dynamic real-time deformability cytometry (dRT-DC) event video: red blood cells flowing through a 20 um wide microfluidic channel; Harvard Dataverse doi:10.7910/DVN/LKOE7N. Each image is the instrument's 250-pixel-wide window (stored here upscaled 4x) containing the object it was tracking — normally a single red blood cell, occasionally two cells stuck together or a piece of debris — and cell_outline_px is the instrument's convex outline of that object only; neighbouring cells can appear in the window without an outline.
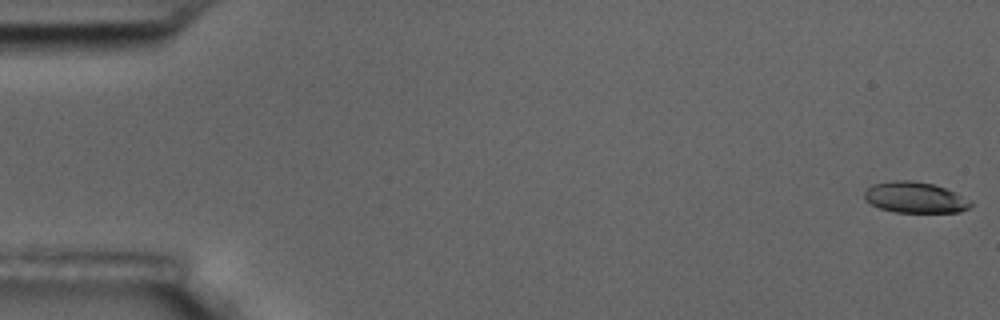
{"species": "common noctule bat (a hibernating species)", "species_latin": "Nyctalus noctula", "temperature_condition": "room temperature", "stored_images_in_passage": 8, "camera_frame_rate_fps": 3000, "um_per_image_px": 0.085, "animal": {"sex": "male", "body_mass_g": 17.5, "forearm_length_mm": 52.3}, "frame": {"image": 1, "passage_image": 1, "time_ms": 0.0, "image_size_px": [1000, 320], "cell_outline_px": [[972, 204], [968, 208], [960, 212], [896, 212], [880, 208], [864, 200], [864, 192], [872, 184], [892, 180], [912, 180], [932, 184], [944, 188], [972, 200]], "centroid_in_image_um": [77.76, 16.78], "position_along_channel_um": 7.2, "area_um2": 19.13}}
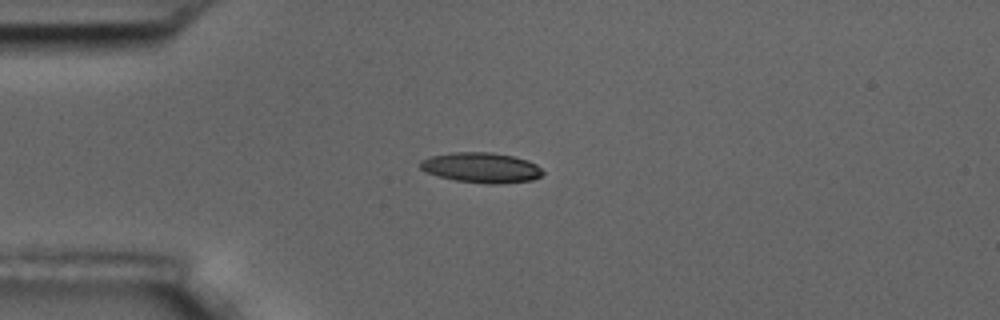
{"frame": {"image": 2, "passage_image": 5, "time_ms": 4.667, "image_size_px": [1000, 320], "cell_outline_px": [[544, 172], [540, 176], [532, 180], [500, 184], [488, 184], [456, 180], [440, 176], [428, 172], [420, 168], [420, 160], [428, 156], [452, 152], [492, 152], [512, 156], [528, 160], [536, 164]], "centroid_in_image_um": [40.91, 14.24], "position_along_channel_um": 44.1, "area_um2": 21.56}}